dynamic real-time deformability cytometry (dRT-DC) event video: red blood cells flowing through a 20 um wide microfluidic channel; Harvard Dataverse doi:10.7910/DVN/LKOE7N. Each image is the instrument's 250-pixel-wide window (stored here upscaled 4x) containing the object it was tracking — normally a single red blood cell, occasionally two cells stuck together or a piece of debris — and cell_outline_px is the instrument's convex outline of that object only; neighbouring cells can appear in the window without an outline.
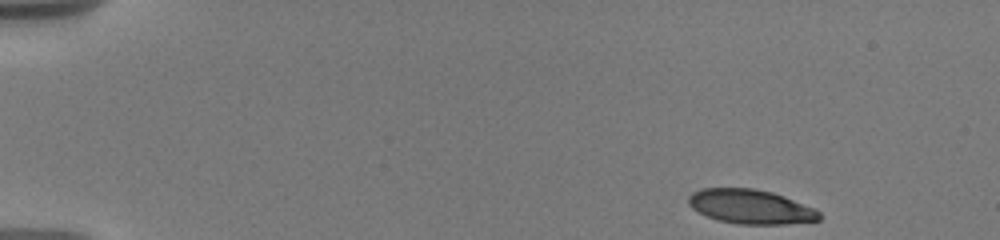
{"species": "human", "species_latin": "Homo sapiens", "temperature_condition": "warm", "stored_images_in_passage": 53, "camera_frame_rate_fps": 3000, "um_per_image_px": 0.085, "donor": {"sex": "male"}, "frame": {"image": 1, "passage_image": 1, "time_ms": 0.0, "image_size_px": [1000, 240], "cell_outline_px": [[820, 220], [784, 224], [740, 224], [720, 220], [708, 216], [692, 208], [688, 204], [688, 196], [692, 192], [700, 188], [752, 188], [772, 192], [784, 196], [812, 208], [820, 212]], "centroid_in_image_um": [63.77, 17.55], "position_along_channel_um": 21.2, "area_um2": 25.89}}
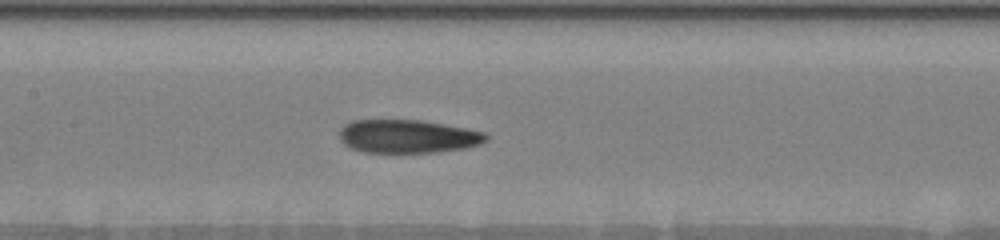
{"frame": {"image": 2, "passage_image": 27, "time_ms": 7.333, "image_size_px": [1000, 240], "cell_outline_px": [[488, 140], [480, 144], [464, 148], [432, 152], [364, 152], [352, 148], [344, 144], [340, 140], [340, 128], [344, 124], [352, 120], [420, 120], [468, 128], [484, 132], [488, 136]], "centroid_in_image_um": [34.65, 11.58], "position_along_channel_um": 172.7, "area_um2": 28.44}}
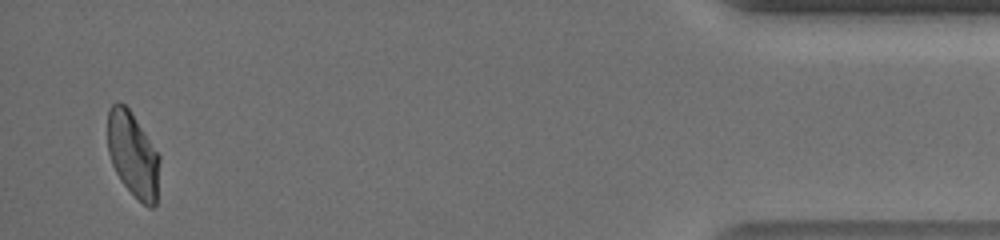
{"frame": {"image": 3, "passage_image": 52, "time_ms": 16.0, "image_size_px": [1000, 240], "cell_outline_px": [[160, 160], [156, 204], [152, 208], [148, 208], [120, 180], [112, 164], [108, 152], [108, 108], [116, 100], [120, 100], [128, 108], [160, 156]], "centroid_in_image_um": [11.29, 13.12], "position_along_channel_um": 423.9, "area_um2": 25.55}, "authors_computed_cell_mechanics": {"area_um2": 28.1486, "velocity_mm_per_s": 3.6629, "shape_relaxation_time_tau1_ms": 5.4957, "shape_relaxation_time_tau2_ms": 1.5088, "deformation_change_tau1": 0.2294, "deformation_change_tau2": 0.0855}}